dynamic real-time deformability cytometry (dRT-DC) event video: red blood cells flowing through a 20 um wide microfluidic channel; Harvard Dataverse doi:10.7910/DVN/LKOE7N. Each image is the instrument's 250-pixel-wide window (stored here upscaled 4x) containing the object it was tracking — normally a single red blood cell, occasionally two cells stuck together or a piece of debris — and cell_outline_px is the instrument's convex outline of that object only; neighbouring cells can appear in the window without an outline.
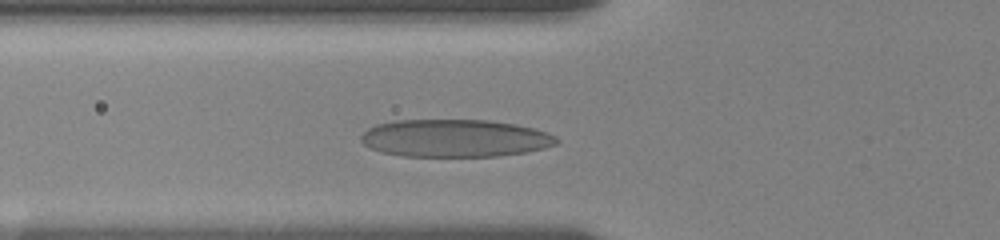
{"species": "human", "species_latin": "Homo sapiens", "temperature_condition": "room temperature", "stored_images_in_passage": 10, "camera_frame_rate_fps": 3000, "um_per_image_px": 0.085, "donor": {"sex": "female"}, "frame": {"image": 1, "passage_image": 6, "time_ms": 3.0, "image_size_px": [1000, 240], "cell_outline_px": [[560, 140], [556, 144], [544, 148], [528, 152], [500, 156], [400, 156], [380, 152], [368, 148], [360, 140], [360, 136], [368, 128], [376, 124], [396, 120], [488, 120], [516, 124], [548, 132], [556, 136]], "centroid_in_image_um": [38.66, 11.75], "position_along_channel_um": 87.1, "area_um2": 43.23}}
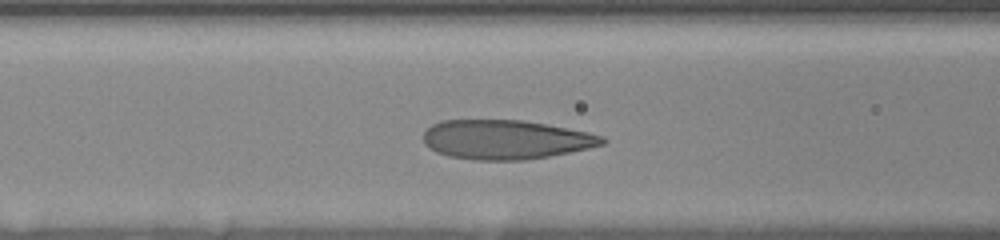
{"frame": {"image": 2, "passage_image": 9, "time_ms": 4.0, "image_size_px": [1000, 240], "cell_outline_px": [[608, 140], [604, 144], [588, 148], [548, 156], [524, 160], [476, 160], [448, 156], [436, 152], [428, 148], [424, 144], [424, 132], [432, 124], [440, 120], [524, 120], [588, 132], [604, 136]], "centroid_in_image_um": [42.96, 11.86], "position_along_channel_um": 123.6, "area_um2": 40.98}}